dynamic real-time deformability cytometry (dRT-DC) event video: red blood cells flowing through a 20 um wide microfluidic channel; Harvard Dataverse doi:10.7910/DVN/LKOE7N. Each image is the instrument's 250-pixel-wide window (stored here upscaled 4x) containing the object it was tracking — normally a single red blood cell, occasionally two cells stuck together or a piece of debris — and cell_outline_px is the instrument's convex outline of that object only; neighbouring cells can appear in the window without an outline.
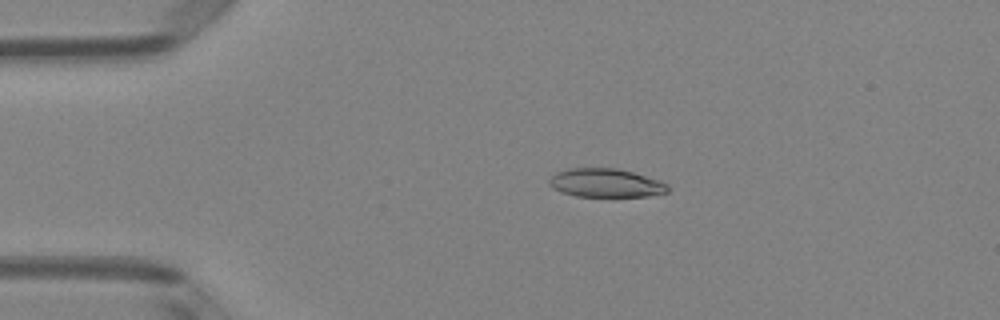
{"species": "Egyptian fruit bat (a non-hibernating species)", "species_latin": "Rousettus aegyptiacus", "temperature_condition": "room temperature", "stored_images_in_passage": 4, "camera_frame_rate_fps": 3000, "um_per_image_px": 0.085, "animal": {"sex": "female"}, "frame": {"image": 1, "passage_image": 3, "time_ms": 0.667, "image_size_px": [1000, 320], "cell_outline_px": [[668, 192], [648, 196], [576, 196], [552, 188], [548, 184], [548, 180], [556, 172], [568, 168], [616, 168], [632, 172], [660, 180], [668, 184]], "centroid_in_image_um": [51.48, 15.54], "position_along_channel_um": 33.5, "area_um2": 19.71}}